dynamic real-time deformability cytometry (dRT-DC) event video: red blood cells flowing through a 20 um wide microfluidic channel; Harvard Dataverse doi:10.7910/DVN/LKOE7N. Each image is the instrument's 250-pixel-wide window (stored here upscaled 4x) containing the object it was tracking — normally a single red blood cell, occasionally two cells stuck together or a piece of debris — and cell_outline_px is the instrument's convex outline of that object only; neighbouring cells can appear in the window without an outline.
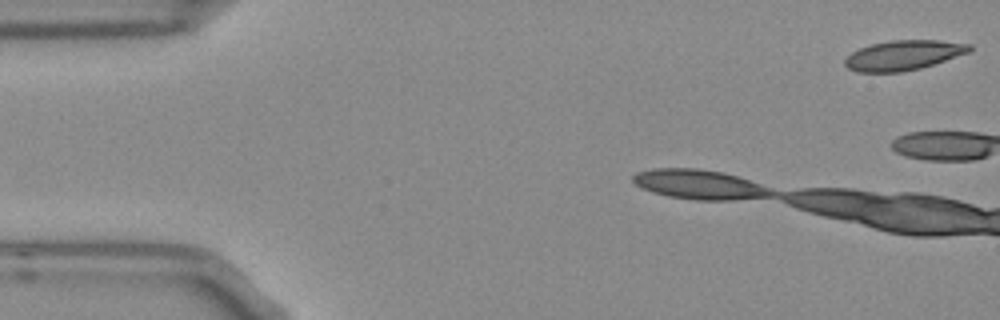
{"species": "Egyptian fruit bat (a non-hibernating species)", "species_latin": "Rousettus aegyptiacus", "temperature_condition": "room temperature", "stored_images_in_passage": 7, "camera_frame_rate_fps": 3000, "um_per_image_px": 0.085, "frame": {"image": 1, "passage_image": 1, "time_ms": 0.0, "image_size_px": [1000, 320], "cell_outline_px": [[972, 48], [968, 52], [920, 68], [900, 72], [856, 72], [848, 68], [844, 64], [844, 60], [852, 52], [860, 48], [872, 44], [888, 40], [940, 40], [972, 44]], "centroid_in_image_um": [76.77, 4.69], "position_along_channel_um": 8.2, "area_um2": 21.5}}